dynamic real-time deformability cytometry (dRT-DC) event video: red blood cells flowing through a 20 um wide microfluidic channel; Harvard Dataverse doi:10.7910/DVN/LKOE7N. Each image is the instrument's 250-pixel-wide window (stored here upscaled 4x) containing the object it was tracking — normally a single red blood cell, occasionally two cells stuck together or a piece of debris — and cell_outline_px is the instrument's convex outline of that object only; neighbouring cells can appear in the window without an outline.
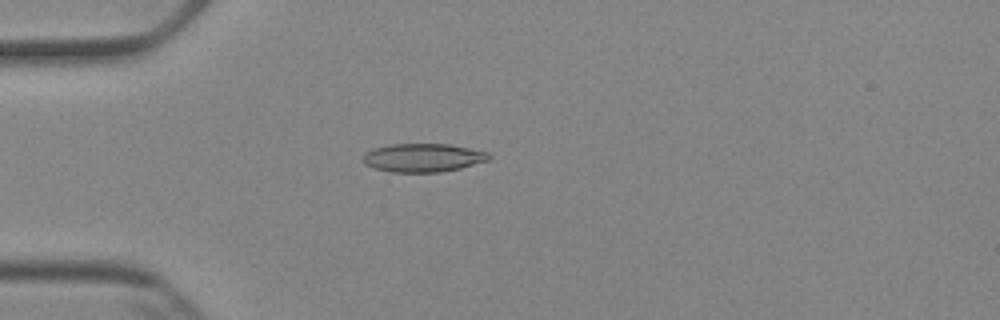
{"species": "Egyptian fruit bat (a non-hibernating species)", "species_latin": "Rousettus aegyptiacus", "temperature_condition": "cold", "stored_images_in_passage": 5, "camera_frame_rate_fps": 3000, "um_per_image_px": 0.085, "animal": {"sex": "female"}, "frame": {"image": 1, "passage_image": 4, "time_ms": 4.667, "image_size_px": [1000, 320], "cell_outline_px": [[492, 156], [488, 160], [460, 168], [440, 172], [392, 172], [376, 168], [364, 164], [364, 152], [376, 148], [392, 144], [448, 144], [488, 152]], "centroid_in_image_um": [35.97, 13.4], "position_along_channel_um": 49.0, "area_um2": 20.63}}